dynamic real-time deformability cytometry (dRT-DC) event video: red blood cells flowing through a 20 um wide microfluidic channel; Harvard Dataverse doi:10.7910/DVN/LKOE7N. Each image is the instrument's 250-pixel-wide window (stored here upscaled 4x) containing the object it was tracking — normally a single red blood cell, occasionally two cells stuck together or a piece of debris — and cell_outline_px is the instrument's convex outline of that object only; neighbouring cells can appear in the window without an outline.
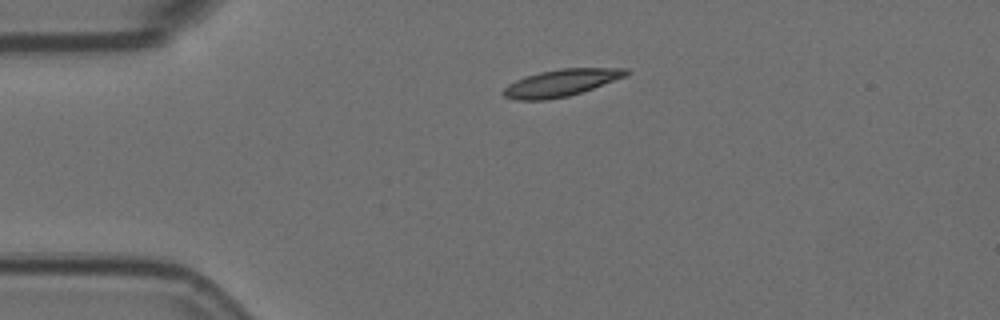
{"species": "Egyptian fruit bat (a non-hibernating species)", "species_latin": "Rousettus aegyptiacus", "temperature_condition": "room temperature", "stored_images_in_passage": 45, "camera_frame_rate_fps": 3000, "um_per_image_px": 0.085, "animal": {"sex": "female"}, "frame": {"image": 1, "passage_image": 1, "time_ms": 0.0, "image_size_px": [1000, 320], "cell_outline_px": [[628, 76], [568, 96], [544, 100], [516, 100], [504, 96], [500, 92], [508, 84], [516, 80], [540, 72], [560, 68], [628, 68]], "centroid_in_image_um": [47.68, 7.04], "position_along_channel_um": 37.3, "area_um2": 19.19}}
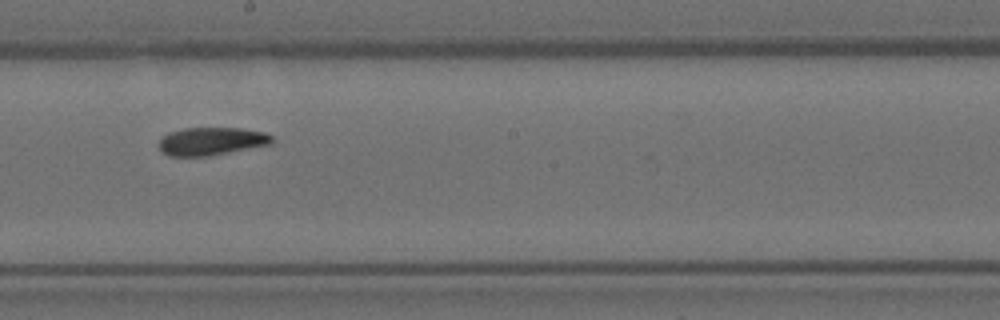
{"frame": {"image": 2, "passage_image": 20, "time_ms": 6.333, "image_size_px": [1000, 320], "cell_outline_px": [[272, 144], [208, 156], [168, 156], [160, 148], [160, 136], [168, 132], [184, 128], [240, 128], [264, 132], [272, 136]], "centroid_in_image_um": [17.95, 12.0], "position_along_channel_um": 230.2, "area_um2": 18.38}}
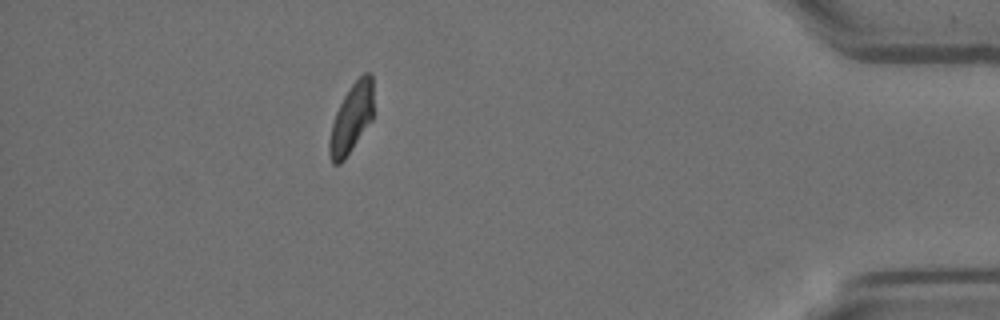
{"frame": {"image": 3, "passage_image": 39, "time_ms": 12.667, "image_size_px": [1000, 320], "cell_outline_px": [[372, 120], [344, 160], [340, 164], [332, 164], [328, 152], [328, 140], [332, 124], [336, 112], [344, 96], [352, 84], [364, 72], [368, 72], [372, 76]], "centroid_in_image_um": [29.85, 10.1], "position_along_channel_um": 405.4, "area_um2": 17.63}, "authors_computed_cell_mechanics": {"area_um2": 18.7272, "velocity_mm_per_s": 3.5645, "shape_relaxation_time_tau1_ms": 5.1492, "shape_relaxation_time_tau2_ms": null, "deformation_change_tau1": 0.1577, "deformation_change_tau2": null}}